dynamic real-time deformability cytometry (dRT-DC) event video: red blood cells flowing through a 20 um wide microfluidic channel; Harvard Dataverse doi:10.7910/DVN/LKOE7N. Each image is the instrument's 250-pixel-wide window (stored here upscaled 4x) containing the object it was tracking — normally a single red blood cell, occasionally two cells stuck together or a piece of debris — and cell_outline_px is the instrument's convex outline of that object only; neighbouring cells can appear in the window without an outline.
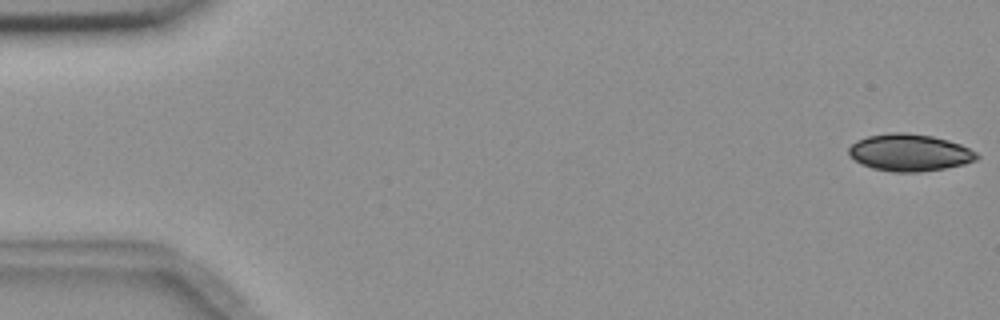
{"species": "common noctule bat (a hibernating species)", "species_latin": "Nyctalus noctula", "temperature_condition": "room temperature", "stored_images_in_passage": 6, "camera_frame_rate_fps": 3000, "um_per_image_px": 0.085, "animal": {"sex": "female", "body_mass_g": 18.4}, "frame": {"image": 1, "passage_image": 1, "time_ms": 0.0, "image_size_px": [1000, 320], "cell_outline_px": [[980, 156], [976, 160], [964, 164], [944, 168], [920, 172], [892, 172], [872, 168], [860, 164], [848, 156], [848, 148], [856, 140], [868, 136], [892, 132], [904, 132], [932, 136], [948, 140], [960, 144], [976, 152]], "centroid_in_image_um": [77.28, 12.97], "position_along_channel_um": 7.7, "area_um2": 27.8}}
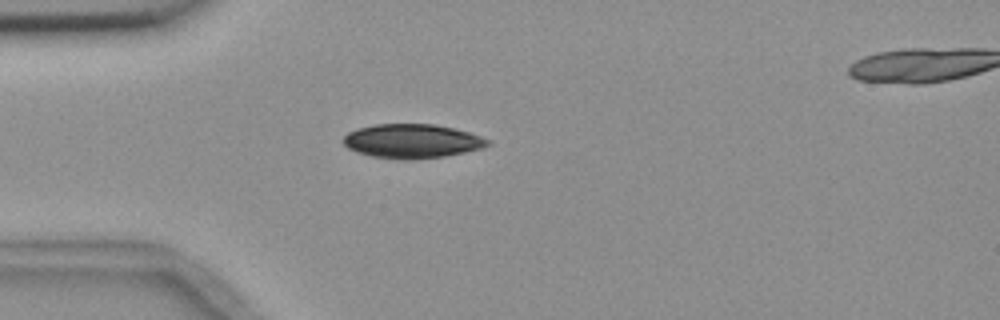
{"frame": {"image": 2, "passage_image": 5, "time_ms": 4.667, "image_size_px": [1000, 320], "cell_outline_px": [[492, 144], [480, 148], [464, 152], [444, 156], [372, 156], [356, 152], [348, 148], [344, 144], [344, 136], [348, 132], [356, 128], [376, 124], [432, 124], [452, 128], [468, 132], [492, 140]], "centroid_in_image_um": [35.03, 11.94], "position_along_channel_um": 50.0, "area_um2": 27.51}}